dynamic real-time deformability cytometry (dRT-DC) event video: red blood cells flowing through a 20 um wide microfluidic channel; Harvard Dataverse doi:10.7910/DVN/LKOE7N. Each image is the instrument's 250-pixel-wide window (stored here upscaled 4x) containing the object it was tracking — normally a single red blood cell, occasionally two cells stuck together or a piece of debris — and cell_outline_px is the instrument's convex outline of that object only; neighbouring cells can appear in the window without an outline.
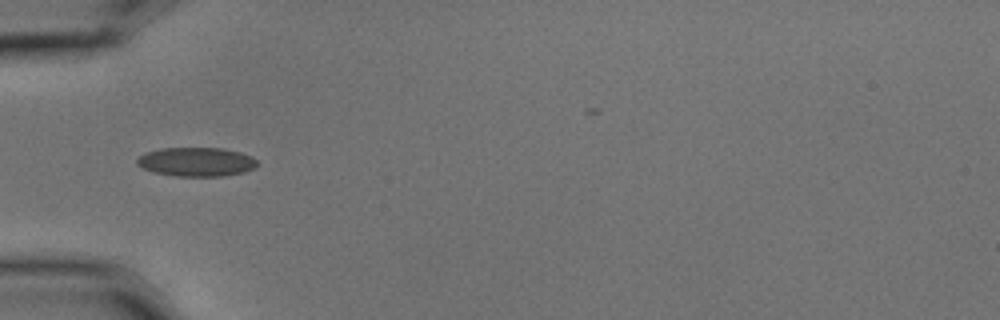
{"species": "common noctule bat (a hibernating species)", "species_latin": "Nyctalus noctula", "temperature_condition": "cold", "stored_images_in_passage": 4, "camera_frame_rate_fps": 3000, "um_per_image_px": 0.085, "animal": {"sex": "male", "body_mass_g": 15.6}, "frame": {"image": 1, "passage_image": 1, "time_ms": 0.0, "image_size_px": [1000, 320], "cell_outline_px": [[260, 164], [256, 168], [244, 172], [224, 176], [176, 176], [156, 172], [144, 168], [136, 164], [136, 160], [144, 152], [160, 148], [220, 148], [240, 152], [252, 156]], "centroid_in_image_um": [16.73, 13.75], "position_along_channel_um": 68.3, "area_um2": 20.4}}
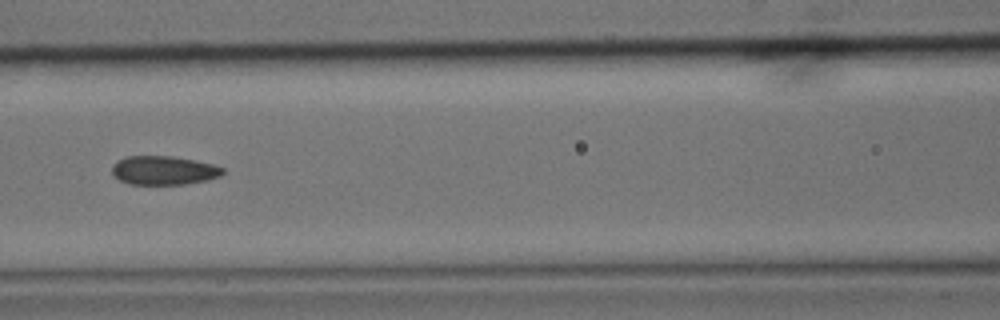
{"frame": {"image": 2, "passage_image": 3, "time_ms": 0.667, "image_size_px": [1000, 320], "cell_outline_px": [[224, 172], [220, 176], [208, 180], [184, 184], [128, 184], [120, 180], [112, 172], [112, 164], [116, 160], [124, 156], [172, 156], [196, 160], [216, 164], [224, 168]], "centroid_in_image_um": [13.93, 14.47], "position_along_channel_um": 152.7, "area_um2": 18.84}}
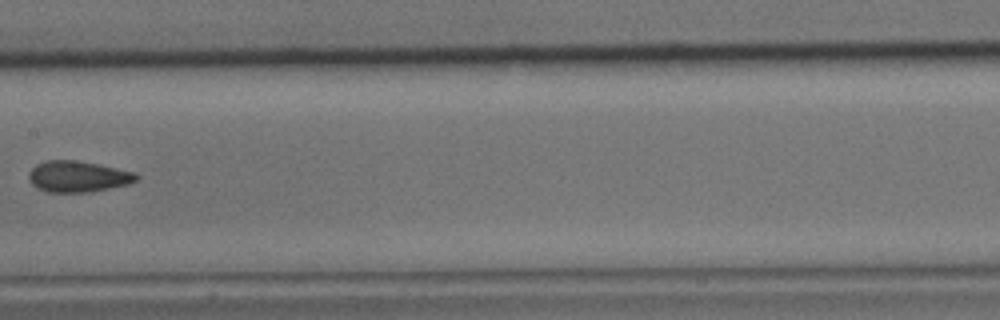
{"frame": {"image": 3, "passage_image": 4, "time_ms": 1.0, "image_size_px": [1000, 320], "cell_outline_px": [[140, 176], [136, 180], [128, 184], [88, 192], [48, 192], [36, 188], [32, 184], [28, 176], [28, 172], [36, 164], [44, 160], [76, 160], [136, 172]], "centroid_in_image_um": [6.59, 15.0], "position_along_channel_um": 200.8, "area_um2": 19.48}}